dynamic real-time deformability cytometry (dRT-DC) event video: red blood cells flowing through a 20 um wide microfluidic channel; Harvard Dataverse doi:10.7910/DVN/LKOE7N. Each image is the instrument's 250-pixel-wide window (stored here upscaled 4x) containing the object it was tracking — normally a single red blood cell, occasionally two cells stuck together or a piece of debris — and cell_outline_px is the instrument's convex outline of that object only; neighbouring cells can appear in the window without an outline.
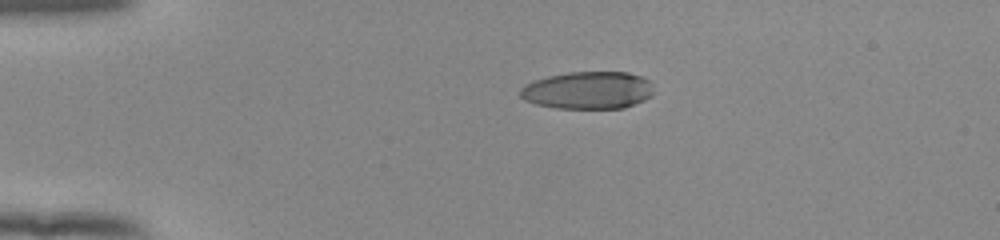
{"species": "human", "species_latin": "Homo sapiens", "temperature_condition": "room temperature", "stored_images_in_passage": 42, "camera_frame_rate_fps": 3000, "um_per_image_px": 0.085, "donor": {"sex": "female"}, "frame": {"image": 1, "passage_image": 1, "time_ms": 0.0, "image_size_px": [1000, 240], "cell_outline_px": [[652, 96], [644, 100], [624, 108], [556, 108], [536, 104], [524, 100], [520, 96], [520, 88], [524, 84], [548, 76], [568, 72], [628, 72], [652, 80]], "centroid_in_image_um": [49.99, 7.67], "position_along_channel_um": 35.0, "area_um2": 29.3}}
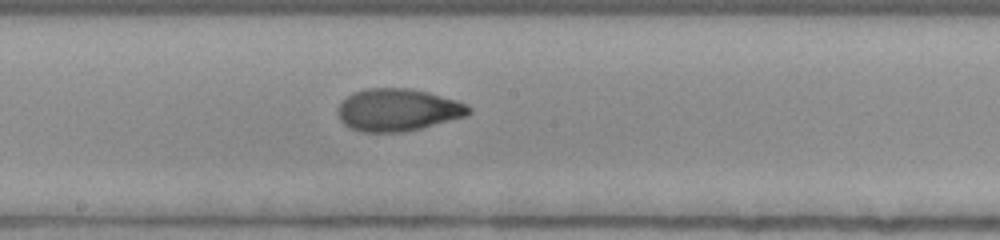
{"frame": {"image": 2, "passage_image": 19, "time_ms": 6.0, "image_size_px": [1000, 240], "cell_outline_px": [[472, 112], [464, 116], [420, 128], [404, 132], [360, 132], [348, 128], [340, 120], [336, 112], [340, 104], [352, 92], [364, 88], [408, 88], [428, 92], [456, 100], [472, 108]], "centroid_in_image_um": [33.76, 9.34], "position_along_channel_um": 214.4, "area_um2": 32.31}}
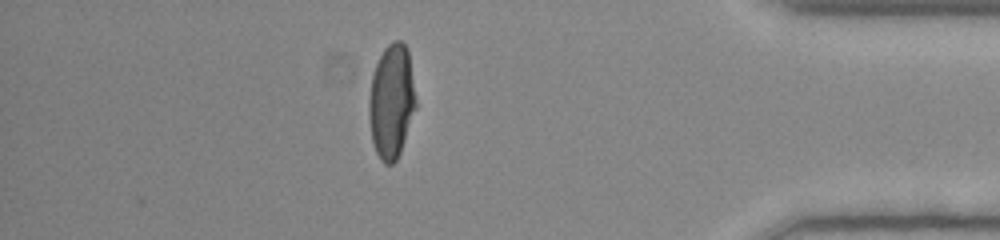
{"frame": {"image": 3, "passage_image": 36, "time_ms": 11.667, "image_size_px": [1000, 240], "cell_outline_px": [[416, 108], [400, 152], [396, 160], [392, 164], [384, 164], [380, 160], [376, 152], [372, 140], [368, 116], [368, 100], [372, 72], [384, 48], [392, 40], [400, 40], [408, 48], [416, 100]], "centroid_in_image_um": [33.26, 8.6], "position_along_channel_um": 401.9, "area_um2": 31.44}, "authors_computed_cell_mechanics": {"area_um2": 31.6744, "velocity_mm_per_s": 3.8989, "shape_relaxation_time_tau1_ms": 9.8314, "shape_relaxation_time_tau2_ms": 1.7229, "deformation_change_tau1": 0.3078, "deformation_change_tau2": 0.0567}}